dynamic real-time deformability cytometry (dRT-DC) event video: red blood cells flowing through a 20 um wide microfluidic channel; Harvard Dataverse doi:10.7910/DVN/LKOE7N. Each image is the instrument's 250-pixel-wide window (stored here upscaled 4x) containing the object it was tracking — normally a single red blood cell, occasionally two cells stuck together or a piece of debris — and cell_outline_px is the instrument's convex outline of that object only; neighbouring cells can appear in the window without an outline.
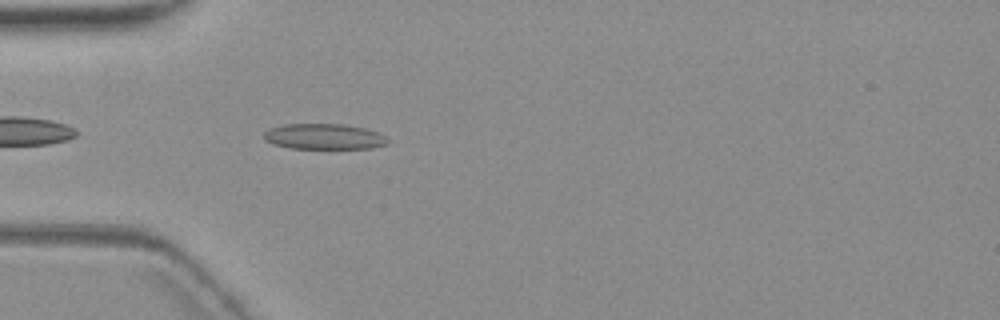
{"species": "common noctule bat (a hibernating species)", "species_latin": "Nyctalus noctula", "temperature_condition": "warm", "stored_images_in_passage": 5, "camera_frame_rate_fps": 3000, "um_per_image_px": 0.085, "animal": {"sex": "female", "body_mass_g": 19.3, "forearm_length_mm": 54.1}, "frame": {"image": 1, "passage_image": 5, "time_ms": 5.667, "image_size_px": [1000, 320], "cell_outline_px": [[388, 144], [372, 148], [292, 148], [272, 144], [264, 140], [264, 132], [268, 128], [284, 124], [340, 124], [364, 128], [376, 132], [384, 136], [388, 140]], "centroid_in_image_um": [27.5, 11.6], "position_along_channel_um": 57.5, "area_um2": 18.38}}